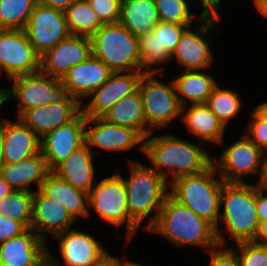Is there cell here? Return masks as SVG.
Masks as SVG:
<instances>
[{"instance_id":"5bb4252c","label":"cell","mask_w":267,"mask_h":266,"mask_svg":"<svg viewBox=\"0 0 267 266\" xmlns=\"http://www.w3.org/2000/svg\"><path fill=\"white\" fill-rule=\"evenodd\" d=\"M218 21L201 18V25L192 32V26L187 27L180 37L171 59H176L183 70H204L211 67L214 54L211 51V40L208 34Z\"/></svg>"},{"instance_id":"60d3db41","label":"cell","mask_w":267,"mask_h":266,"mask_svg":"<svg viewBox=\"0 0 267 266\" xmlns=\"http://www.w3.org/2000/svg\"><path fill=\"white\" fill-rule=\"evenodd\" d=\"M218 245L208 251L210 253V266H240L236 250L233 248H223Z\"/></svg>"},{"instance_id":"5b68a950","label":"cell","mask_w":267,"mask_h":266,"mask_svg":"<svg viewBox=\"0 0 267 266\" xmlns=\"http://www.w3.org/2000/svg\"><path fill=\"white\" fill-rule=\"evenodd\" d=\"M219 222L235 243L254 241L259 217L256 206V184L247 182H224L221 196ZM221 219V220H220Z\"/></svg>"},{"instance_id":"4fadbf2b","label":"cell","mask_w":267,"mask_h":266,"mask_svg":"<svg viewBox=\"0 0 267 266\" xmlns=\"http://www.w3.org/2000/svg\"><path fill=\"white\" fill-rule=\"evenodd\" d=\"M85 123L86 116L80 112L68 124L48 132L41 138V153L49 171H54L85 144Z\"/></svg>"},{"instance_id":"9c48e42d","label":"cell","mask_w":267,"mask_h":266,"mask_svg":"<svg viewBox=\"0 0 267 266\" xmlns=\"http://www.w3.org/2000/svg\"><path fill=\"white\" fill-rule=\"evenodd\" d=\"M13 87L6 88V98L15 99L19 105L18 117L26 110L66 100L70 94L61 79L42 71L9 79Z\"/></svg>"},{"instance_id":"b9f144b4","label":"cell","mask_w":267,"mask_h":266,"mask_svg":"<svg viewBox=\"0 0 267 266\" xmlns=\"http://www.w3.org/2000/svg\"><path fill=\"white\" fill-rule=\"evenodd\" d=\"M27 229L22 222L13 220L9 216L0 215V243L22 234Z\"/></svg>"},{"instance_id":"836d02e7","label":"cell","mask_w":267,"mask_h":266,"mask_svg":"<svg viewBox=\"0 0 267 266\" xmlns=\"http://www.w3.org/2000/svg\"><path fill=\"white\" fill-rule=\"evenodd\" d=\"M36 0H0V29L24 30Z\"/></svg>"},{"instance_id":"f35d334b","label":"cell","mask_w":267,"mask_h":266,"mask_svg":"<svg viewBox=\"0 0 267 266\" xmlns=\"http://www.w3.org/2000/svg\"><path fill=\"white\" fill-rule=\"evenodd\" d=\"M122 0H88L103 24L119 23Z\"/></svg>"},{"instance_id":"8d00e7d4","label":"cell","mask_w":267,"mask_h":266,"mask_svg":"<svg viewBox=\"0 0 267 266\" xmlns=\"http://www.w3.org/2000/svg\"><path fill=\"white\" fill-rule=\"evenodd\" d=\"M139 40V54L141 56V71L144 73H156L163 70L159 68H152L160 65V42L159 32L149 31L140 37Z\"/></svg>"},{"instance_id":"7dc6e473","label":"cell","mask_w":267,"mask_h":266,"mask_svg":"<svg viewBox=\"0 0 267 266\" xmlns=\"http://www.w3.org/2000/svg\"><path fill=\"white\" fill-rule=\"evenodd\" d=\"M93 266H126V260L123 262L122 260H119V258H116L109 253L99 263Z\"/></svg>"},{"instance_id":"8fae6325","label":"cell","mask_w":267,"mask_h":266,"mask_svg":"<svg viewBox=\"0 0 267 266\" xmlns=\"http://www.w3.org/2000/svg\"><path fill=\"white\" fill-rule=\"evenodd\" d=\"M0 69L8 79L41 71V56L30 44L25 30L0 29Z\"/></svg>"},{"instance_id":"603a6c76","label":"cell","mask_w":267,"mask_h":266,"mask_svg":"<svg viewBox=\"0 0 267 266\" xmlns=\"http://www.w3.org/2000/svg\"><path fill=\"white\" fill-rule=\"evenodd\" d=\"M3 135V163H17L41 151V139L20 119H4Z\"/></svg>"},{"instance_id":"c3c4849f","label":"cell","mask_w":267,"mask_h":266,"mask_svg":"<svg viewBox=\"0 0 267 266\" xmlns=\"http://www.w3.org/2000/svg\"><path fill=\"white\" fill-rule=\"evenodd\" d=\"M257 181V186L267 191V152L264 154L261 175Z\"/></svg>"},{"instance_id":"7402d4cb","label":"cell","mask_w":267,"mask_h":266,"mask_svg":"<svg viewBox=\"0 0 267 266\" xmlns=\"http://www.w3.org/2000/svg\"><path fill=\"white\" fill-rule=\"evenodd\" d=\"M45 242L32 228H28L0 243L2 266H34L48 253Z\"/></svg>"},{"instance_id":"1f68e13d","label":"cell","mask_w":267,"mask_h":266,"mask_svg":"<svg viewBox=\"0 0 267 266\" xmlns=\"http://www.w3.org/2000/svg\"><path fill=\"white\" fill-rule=\"evenodd\" d=\"M239 92L222 89L218 84L208 97L206 104L226 128L230 119L240 113L243 104Z\"/></svg>"},{"instance_id":"ee69618b","label":"cell","mask_w":267,"mask_h":266,"mask_svg":"<svg viewBox=\"0 0 267 266\" xmlns=\"http://www.w3.org/2000/svg\"><path fill=\"white\" fill-rule=\"evenodd\" d=\"M256 184V206L260 221L267 220V194Z\"/></svg>"},{"instance_id":"816d5d0a","label":"cell","mask_w":267,"mask_h":266,"mask_svg":"<svg viewBox=\"0 0 267 266\" xmlns=\"http://www.w3.org/2000/svg\"><path fill=\"white\" fill-rule=\"evenodd\" d=\"M3 150H4L3 120H1L0 121V167L3 164Z\"/></svg>"},{"instance_id":"ba28073f","label":"cell","mask_w":267,"mask_h":266,"mask_svg":"<svg viewBox=\"0 0 267 266\" xmlns=\"http://www.w3.org/2000/svg\"><path fill=\"white\" fill-rule=\"evenodd\" d=\"M154 74L143 73L138 84L146 124L152 131L153 128L167 127L182 114L173 80L166 84L155 79Z\"/></svg>"},{"instance_id":"ffe728a7","label":"cell","mask_w":267,"mask_h":266,"mask_svg":"<svg viewBox=\"0 0 267 266\" xmlns=\"http://www.w3.org/2000/svg\"><path fill=\"white\" fill-rule=\"evenodd\" d=\"M113 71L97 57L91 56L72 68L62 77L61 82L80 104L81 98L87 99L95 90L104 84Z\"/></svg>"},{"instance_id":"9a60e30c","label":"cell","mask_w":267,"mask_h":266,"mask_svg":"<svg viewBox=\"0 0 267 266\" xmlns=\"http://www.w3.org/2000/svg\"><path fill=\"white\" fill-rule=\"evenodd\" d=\"M85 144L90 150L94 146L106 151H127L139 145L143 152L144 138L136 130L111 124L102 117H86Z\"/></svg>"},{"instance_id":"d6986e66","label":"cell","mask_w":267,"mask_h":266,"mask_svg":"<svg viewBox=\"0 0 267 266\" xmlns=\"http://www.w3.org/2000/svg\"><path fill=\"white\" fill-rule=\"evenodd\" d=\"M81 112V104L73 97L24 111L20 119L40 139L50 131L68 124Z\"/></svg>"},{"instance_id":"7a4b0ae2","label":"cell","mask_w":267,"mask_h":266,"mask_svg":"<svg viewBox=\"0 0 267 266\" xmlns=\"http://www.w3.org/2000/svg\"><path fill=\"white\" fill-rule=\"evenodd\" d=\"M214 165L195 175L175 178L169 184V194L182 205L188 207L198 217L216 228L219 245L225 246V236L220 232V196L224 180L217 175Z\"/></svg>"},{"instance_id":"8992f818","label":"cell","mask_w":267,"mask_h":266,"mask_svg":"<svg viewBox=\"0 0 267 266\" xmlns=\"http://www.w3.org/2000/svg\"><path fill=\"white\" fill-rule=\"evenodd\" d=\"M90 41L92 55L113 72L141 71L138 37L122 24H104Z\"/></svg>"},{"instance_id":"484cf974","label":"cell","mask_w":267,"mask_h":266,"mask_svg":"<svg viewBox=\"0 0 267 266\" xmlns=\"http://www.w3.org/2000/svg\"><path fill=\"white\" fill-rule=\"evenodd\" d=\"M94 155L93 149L90 150L89 147L84 144L75 150L72 155L53 172L76 189L89 193L95 185L93 181L95 179V169L93 166Z\"/></svg>"},{"instance_id":"d4e9b609","label":"cell","mask_w":267,"mask_h":266,"mask_svg":"<svg viewBox=\"0 0 267 266\" xmlns=\"http://www.w3.org/2000/svg\"><path fill=\"white\" fill-rule=\"evenodd\" d=\"M40 190L49 198L63 205L77 221L80 217L90 216L88 193L73 187L66 180L50 171L42 182Z\"/></svg>"},{"instance_id":"cb8c5ba5","label":"cell","mask_w":267,"mask_h":266,"mask_svg":"<svg viewBox=\"0 0 267 266\" xmlns=\"http://www.w3.org/2000/svg\"><path fill=\"white\" fill-rule=\"evenodd\" d=\"M49 172L41 151L17 163H3L0 167L3 179L17 191L34 192L28 187L32 183H37L40 189Z\"/></svg>"},{"instance_id":"f1b7e54d","label":"cell","mask_w":267,"mask_h":266,"mask_svg":"<svg viewBox=\"0 0 267 266\" xmlns=\"http://www.w3.org/2000/svg\"><path fill=\"white\" fill-rule=\"evenodd\" d=\"M160 21L154 0H122L119 23L133 35L152 31Z\"/></svg>"},{"instance_id":"ab89813d","label":"cell","mask_w":267,"mask_h":266,"mask_svg":"<svg viewBox=\"0 0 267 266\" xmlns=\"http://www.w3.org/2000/svg\"><path fill=\"white\" fill-rule=\"evenodd\" d=\"M252 120L249 123V130L245 134L264 153L267 152V121L262 118L254 109L250 113Z\"/></svg>"},{"instance_id":"f5cc1de1","label":"cell","mask_w":267,"mask_h":266,"mask_svg":"<svg viewBox=\"0 0 267 266\" xmlns=\"http://www.w3.org/2000/svg\"><path fill=\"white\" fill-rule=\"evenodd\" d=\"M34 266H54L50 254L47 253L38 263Z\"/></svg>"},{"instance_id":"ac0fdd59","label":"cell","mask_w":267,"mask_h":266,"mask_svg":"<svg viewBox=\"0 0 267 266\" xmlns=\"http://www.w3.org/2000/svg\"><path fill=\"white\" fill-rule=\"evenodd\" d=\"M91 54L90 37L70 34L41 56V71L62 79L70 68L86 61Z\"/></svg>"},{"instance_id":"4316f807","label":"cell","mask_w":267,"mask_h":266,"mask_svg":"<svg viewBox=\"0 0 267 266\" xmlns=\"http://www.w3.org/2000/svg\"><path fill=\"white\" fill-rule=\"evenodd\" d=\"M182 107L181 118L194 136L209 143L221 144L225 131L224 125L210 110L206 103ZM188 108V109H187ZM184 113V114H183Z\"/></svg>"},{"instance_id":"6da1fadb","label":"cell","mask_w":267,"mask_h":266,"mask_svg":"<svg viewBox=\"0 0 267 266\" xmlns=\"http://www.w3.org/2000/svg\"><path fill=\"white\" fill-rule=\"evenodd\" d=\"M152 134L144 138L143 153L149 158L151 167L169 184L177 177L195 175L213 165V157L202 149L201 142L197 145L173 134L154 137Z\"/></svg>"},{"instance_id":"4dcf8cb0","label":"cell","mask_w":267,"mask_h":266,"mask_svg":"<svg viewBox=\"0 0 267 266\" xmlns=\"http://www.w3.org/2000/svg\"><path fill=\"white\" fill-rule=\"evenodd\" d=\"M64 13L68 30L72 35L91 37L104 25L88 0H75Z\"/></svg>"},{"instance_id":"681fc988","label":"cell","mask_w":267,"mask_h":266,"mask_svg":"<svg viewBox=\"0 0 267 266\" xmlns=\"http://www.w3.org/2000/svg\"><path fill=\"white\" fill-rule=\"evenodd\" d=\"M14 191V189L3 179L0 174V199L5 196H8Z\"/></svg>"},{"instance_id":"277c9868","label":"cell","mask_w":267,"mask_h":266,"mask_svg":"<svg viewBox=\"0 0 267 266\" xmlns=\"http://www.w3.org/2000/svg\"><path fill=\"white\" fill-rule=\"evenodd\" d=\"M130 176L123 178L127 192V206L130 219L140 228L144 219L149 223L145 226L149 230L156 222L159 211L166 196L169 194V183L152 167L136 161H129Z\"/></svg>"},{"instance_id":"e0dca14e","label":"cell","mask_w":267,"mask_h":266,"mask_svg":"<svg viewBox=\"0 0 267 266\" xmlns=\"http://www.w3.org/2000/svg\"><path fill=\"white\" fill-rule=\"evenodd\" d=\"M144 72H113L110 78L95 90L90 101L81 105V112L86 117H102L117 101L138 89Z\"/></svg>"},{"instance_id":"6f0895ef","label":"cell","mask_w":267,"mask_h":266,"mask_svg":"<svg viewBox=\"0 0 267 266\" xmlns=\"http://www.w3.org/2000/svg\"><path fill=\"white\" fill-rule=\"evenodd\" d=\"M264 0H253L255 7H257Z\"/></svg>"},{"instance_id":"44dd1931","label":"cell","mask_w":267,"mask_h":266,"mask_svg":"<svg viewBox=\"0 0 267 266\" xmlns=\"http://www.w3.org/2000/svg\"><path fill=\"white\" fill-rule=\"evenodd\" d=\"M74 222L76 220L63 205L47 197L40 189L34 190L31 228L40 238L46 240V233L55 236L71 229Z\"/></svg>"},{"instance_id":"3957f363","label":"cell","mask_w":267,"mask_h":266,"mask_svg":"<svg viewBox=\"0 0 267 266\" xmlns=\"http://www.w3.org/2000/svg\"><path fill=\"white\" fill-rule=\"evenodd\" d=\"M177 246L196 245L210 251L219 245L216 228L168 194L155 224L148 230Z\"/></svg>"},{"instance_id":"f6af8a7d","label":"cell","mask_w":267,"mask_h":266,"mask_svg":"<svg viewBox=\"0 0 267 266\" xmlns=\"http://www.w3.org/2000/svg\"><path fill=\"white\" fill-rule=\"evenodd\" d=\"M75 0H36V3L65 11Z\"/></svg>"},{"instance_id":"bcb514c9","label":"cell","mask_w":267,"mask_h":266,"mask_svg":"<svg viewBox=\"0 0 267 266\" xmlns=\"http://www.w3.org/2000/svg\"><path fill=\"white\" fill-rule=\"evenodd\" d=\"M254 241L262 245H267V220L259 222L258 232Z\"/></svg>"},{"instance_id":"9f6ffc18","label":"cell","mask_w":267,"mask_h":266,"mask_svg":"<svg viewBox=\"0 0 267 266\" xmlns=\"http://www.w3.org/2000/svg\"><path fill=\"white\" fill-rule=\"evenodd\" d=\"M126 266H145V265H142L141 263H135L134 261L130 262L129 260H127Z\"/></svg>"},{"instance_id":"52a82bcc","label":"cell","mask_w":267,"mask_h":266,"mask_svg":"<svg viewBox=\"0 0 267 266\" xmlns=\"http://www.w3.org/2000/svg\"><path fill=\"white\" fill-rule=\"evenodd\" d=\"M88 207L117 229L126 222L127 241L138 232L139 227L129 217L126 187L120 173L105 177L92 187L88 193Z\"/></svg>"},{"instance_id":"e575fe53","label":"cell","mask_w":267,"mask_h":266,"mask_svg":"<svg viewBox=\"0 0 267 266\" xmlns=\"http://www.w3.org/2000/svg\"><path fill=\"white\" fill-rule=\"evenodd\" d=\"M192 25H180L177 23L159 21L154 27V32H159L160 65L171 61L174 52L184 30Z\"/></svg>"},{"instance_id":"7c38bea8","label":"cell","mask_w":267,"mask_h":266,"mask_svg":"<svg viewBox=\"0 0 267 266\" xmlns=\"http://www.w3.org/2000/svg\"><path fill=\"white\" fill-rule=\"evenodd\" d=\"M24 30L30 44L40 56L70 35L64 11L38 3Z\"/></svg>"},{"instance_id":"f907efd6","label":"cell","mask_w":267,"mask_h":266,"mask_svg":"<svg viewBox=\"0 0 267 266\" xmlns=\"http://www.w3.org/2000/svg\"><path fill=\"white\" fill-rule=\"evenodd\" d=\"M262 118L267 121V101L260 103L255 108H253Z\"/></svg>"},{"instance_id":"d590c367","label":"cell","mask_w":267,"mask_h":266,"mask_svg":"<svg viewBox=\"0 0 267 266\" xmlns=\"http://www.w3.org/2000/svg\"><path fill=\"white\" fill-rule=\"evenodd\" d=\"M160 21L192 25V18L196 14L190 12L186 0H154Z\"/></svg>"},{"instance_id":"30bf717a","label":"cell","mask_w":267,"mask_h":266,"mask_svg":"<svg viewBox=\"0 0 267 266\" xmlns=\"http://www.w3.org/2000/svg\"><path fill=\"white\" fill-rule=\"evenodd\" d=\"M264 152L244 134L223 149L221 156H214L213 165L224 182H246L247 175H261Z\"/></svg>"},{"instance_id":"11a10c76","label":"cell","mask_w":267,"mask_h":266,"mask_svg":"<svg viewBox=\"0 0 267 266\" xmlns=\"http://www.w3.org/2000/svg\"><path fill=\"white\" fill-rule=\"evenodd\" d=\"M7 101L6 88L0 89V107Z\"/></svg>"},{"instance_id":"db71d44e","label":"cell","mask_w":267,"mask_h":266,"mask_svg":"<svg viewBox=\"0 0 267 266\" xmlns=\"http://www.w3.org/2000/svg\"><path fill=\"white\" fill-rule=\"evenodd\" d=\"M256 8L267 18V0L262 1Z\"/></svg>"},{"instance_id":"f546056e","label":"cell","mask_w":267,"mask_h":266,"mask_svg":"<svg viewBox=\"0 0 267 266\" xmlns=\"http://www.w3.org/2000/svg\"><path fill=\"white\" fill-rule=\"evenodd\" d=\"M173 82L182 107L187 106L188 101L191 105L206 103L218 84L210 74L201 70H183Z\"/></svg>"},{"instance_id":"d6a6232c","label":"cell","mask_w":267,"mask_h":266,"mask_svg":"<svg viewBox=\"0 0 267 266\" xmlns=\"http://www.w3.org/2000/svg\"><path fill=\"white\" fill-rule=\"evenodd\" d=\"M0 215L9 216L31 228L33 216V192L14 190L0 199Z\"/></svg>"},{"instance_id":"83f0119b","label":"cell","mask_w":267,"mask_h":266,"mask_svg":"<svg viewBox=\"0 0 267 266\" xmlns=\"http://www.w3.org/2000/svg\"><path fill=\"white\" fill-rule=\"evenodd\" d=\"M102 118L111 124L132 128L143 138L153 132L146 124L139 89L117 101Z\"/></svg>"},{"instance_id":"2e32d148","label":"cell","mask_w":267,"mask_h":266,"mask_svg":"<svg viewBox=\"0 0 267 266\" xmlns=\"http://www.w3.org/2000/svg\"><path fill=\"white\" fill-rule=\"evenodd\" d=\"M59 242V250L64 261L63 266H93L99 263L109 253L104 249L101 243L94 236L77 231L75 229H67L64 232L54 236ZM48 253L53 261L54 266L58 265L57 258Z\"/></svg>"},{"instance_id":"7bdbcfd3","label":"cell","mask_w":267,"mask_h":266,"mask_svg":"<svg viewBox=\"0 0 267 266\" xmlns=\"http://www.w3.org/2000/svg\"><path fill=\"white\" fill-rule=\"evenodd\" d=\"M200 4L203 8V11L200 14V19H213L219 21L220 14L218 12V6L221 3V0H200Z\"/></svg>"},{"instance_id":"74e56055","label":"cell","mask_w":267,"mask_h":266,"mask_svg":"<svg viewBox=\"0 0 267 266\" xmlns=\"http://www.w3.org/2000/svg\"><path fill=\"white\" fill-rule=\"evenodd\" d=\"M236 250L240 266H267V245L246 241L237 243Z\"/></svg>"}]
</instances>
